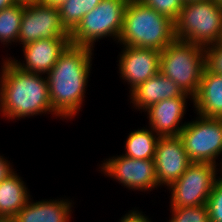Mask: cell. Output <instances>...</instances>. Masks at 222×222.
<instances>
[{
  "instance_id": "cell-33",
  "label": "cell",
  "mask_w": 222,
  "mask_h": 222,
  "mask_svg": "<svg viewBox=\"0 0 222 222\" xmlns=\"http://www.w3.org/2000/svg\"><path fill=\"white\" fill-rule=\"evenodd\" d=\"M221 161H222V159H221ZM219 164L221 165V166H218V167H221V168H219V169H220V170H219V171H220L219 174H220V176H222V162H220Z\"/></svg>"
},
{
  "instance_id": "cell-12",
  "label": "cell",
  "mask_w": 222,
  "mask_h": 222,
  "mask_svg": "<svg viewBox=\"0 0 222 222\" xmlns=\"http://www.w3.org/2000/svg\"><path fill=\"white\" fill-rule=\"evenodd\" d=\"M123 50L119 56L118 73L130 86L131 92L152 76L159 73L161 51L150 48L121 46Z\"/></svg>"
},
{
  "instance_id": "cell-26",
  "label": "cell",
  "mask_w": 222,
  "mask_h": 222,
  "mask_svg": "<svg viewBox=\"0 0 222 222\" xmlns=\"http://www.w3.org/2000/svg\"><path fill=\"white\" fill-rule=\"evenodd\" d=\"M142 211H138L136 208L128 211L124 216L119 219V222H152L148 216L142 214Z\"/></svg>"
},
{
  "instance_id": "cell-30",
  "label": "cell",
  "mask_w": 222,
  "mask_h": 222,
  "mask_svg": "<svg viewBox=\"0 0 222 222\" xmlns=\"http://www.w3.org/2000/svg\"><path fill=\"white\" fill-rule=\"evenodd\" d=\"M38 0H15L16 3H23V4H32L36 3Z\"/></svg>"
},
{
  "instance_id": "cell-19",
  "label": "cell",
  "mask_w": 222,
  "mask_h": 222,
  "mask_svg": "<svg viewBox=\"0 0 222 222\" xmlns=\"http://www.w3.org/2000/svg\"><path fill=\"white\" fill-rule=\"evenodd\" d=\"M159 136L150 128H141L128 133L125 141V153L133 159H154Z\"/></svg>"
},
{
  "instance_id": "cell-2",
  "label": "cell",
  "mask_w": 222,
  "mask_h": 222,
  "mask_svg": "<svg viewBox=\"0 0 222 222\" xmlns=\"http://www.w3.org/2000/svg\"><path fill=\"white\" fill-rule=\"evenodd\" d=\"M0 70V112L8 120L42 114L59 117L52 109L46 75L22 70L11 59L2 58ZM35 115V116H34Z\"/></svg>"
},
{
  "instance_id": "cell-4",
  "label": "cell",
  "mask_w": 222,
  "mask_h": 222,
  "mask_svg": "<svg viewBox=\"0 0 222 222\" xmlns=\"http://www.w3.org/2000/svg\"><path fill=\"white\" fill-rule=\"evenodd\" d=\"M203 46L175 39L161 51L159 72L194 97L205 70Z\"/></svg>"
},
{
  "instance_id": "cell-13",
  "label": "cell",
  "mask_w": 222,
  "mask_h": 222,
  "mask_svg": "<svg viewBox=\"0 0 222 222\" xmlns=\"http://www.w3.org/2000/svg\"><path fill=\"white\" fill-rule=\"evenodd\" d=\"M186 99L193 103V97H176L159 101L147 108L144 112L148 115V128L159 137L179 136L187 124L181 123L187 111L185 109L189 100Z\"/></svg>"
},
{
  "instance_id": "cell-15",
  "label": "cell",
  "mask_w": 222,
  "mask_h": 222,
  "mask_svg": "<svg viewBox=\"0 0 222 222\" xmlns=\"http://www.w3.org/2000/svg\"><path fill=\"white\" fill-rule=\"evenodd\" d=\"M129 94L130 104H133V108L135 107L138 109L137 111L142 110L143 112L151 105L165 99L192 97L184 93L175 82L160 72L137 86Z\"/></svg>"
},
{
  "instance_id": "cell-8",
  "label": "cell",
  "mask_w": 222,
  "mask_h": 222,
  "mask_svg": "<svg viewBox=\"0 0 222 222\" xmlns=\"http://www.w3.org/2000/svg\"><path fill=\"white\" fill-rule=\"evenodd\" d=\"M219 168L212 163L192 162L181 177L167 189L171 191L170 208L207 204Z\"/></svg>"
},
{
  "instance_id": "cell-25",
  "label": "cell",
  "mask_w": 222,
  "mask_h": 222,
  "mask_svg": "<svg viewBox=\"0 0 222 222\" xmlns=\"http://www.w3.org/2000/svg\"><path fill=\"white\" fill-rule=\"evenodd\" d=\"M205 67L209 72L222 75V42L204 47Z\"/></svg>"
},
{
  "instance_id": "cell-5",
  "label": "cell",
  "mask_w": 222,
  "mask_h": 222,
  "mask_svg": "<svg viewBox=\"0 0 222 222\" xmlns=\"http://www.w3.org/2000/svg\"><path fill=\"white\" fill-rule=\"evenodd\" d=\"M174 24L177 40L203 47L216 44L222 39V6L214 0L184 3Z\"/></svg>"
},
{
  "instance_id": "cell-32",
  "label": "cell",
  "mask_w": 222,
  "mask_h": 222,
  "mask_svg": "<svg viewBox=\"0 0 222 222\" xmlns=\"http://www.w3.org/2000/svg\"><path fill=\"white\" fill-rule=\"evenodd\" d=\"M184 3H187V2H192V1H207V0H183Z\"/></svg>"
},
{
  "instance_id": "cell-7",
  "label": "cell",
  "mask_w": 222,
  "mask_h": 222,
  "mask_svg": "<svg viewBox=\"0 0 222 222\" xmlns=\"http://www.w3.org/2000/svg\"><path fill=\"white\" fill-rule=\"evenodd\" d=\"M179 137L191 162L218 165L216 160L222 154V118L198 115L187 122Z\"/></svg>"
},
{
  "instance_id": "cell-22",
  "label": "cell",
  "mask_w": 222,
  "mask_h": 222,
  "mask_svg": "<svg viewBox=\"0 0 222 222\" xmlns=\"http://www.w3.org/2000/svg\"><path fill=\"white\" fill-rule=\"evenodd\" d=\"M172 217L167 222H210L207 204L195 207L171 208Z\"/></svg>"
},
{
  "instance_id": "cell-27",
  "label": "cell",
  "mask_w": 222,
  "mask_h": 222,
  "mask_svg": "<svg viewBox=\"0 0 222 222\" xmlns=\"http://www.w3.org/2000/svg\"><path fill=\"white\" fill-rule=\"evenodd\" d=\"M10 163L11 162L8 161L7 158L5 159V157L0 154V182L7 179L15 172V169Z\"/></svg>"
},
{
  "instance_id": "cell-21",
  "label": "cell",
  "mask_w": 222,
  "mask_h": 222,
  "mask_svg": "<svg viewBox=\"0 0 222 222\" xmlns=\"http://www.w3.org/2000/svg\"><path fill=\"white\" fill-rule=\"evenodd\" d=\"M102 0H67L59 7L61 22L66 30L71 33L81 19L91 12Z\"/></svg>"
},
{
  "instance_id": "cell-23",
  "label": "cell",
  "mask_w": 222,
  "mask_h": 222,
  "mask_svg": "<svg viewBox=\"0 0 222 222\" xmlns=\"http://www.w3.org/2000/svg\"><path fill=\"white\" fill-rule=\"evenodd\" d=\"M142 3L156 10L172 21H176L179 17L180 10L184 6L183 0H140Z\"/></svg>"
},
{
  "instance_id": "cell-24",
  "label": "cell",
  "mask_w": 222,
  "mask_h": 222,
  "mask_svg": "<svg viewBox=\"0 0 222 222\" xmlns=\"http://www.w3.org/2000/svg\"><path fill=\"white\" fill-rule=\"evenodd\" d=\"M210 222H222V176L219 175L207 200Z\"/></svg>"
},
{
  "instance_id": "cell-28",
  "label": "cell",
  "mask_w": 222,
  "mask_h": 222,
  "mask_svg": "<svg viewBox=\"0 0 222 222\" xmlns=\"http://www.w3.org/2000/svg\"><path fill=\"white\" fill-rule=\"evenodd\" d=\"M67 0H38L37 2L47 6L59 7L62 3Z\"/></svg>"
},
{
  "instance_id": "cell-3",
  "label": "cell",
  "mask_w": 222,
  "mask_h": 222,
  "mask_svg": "<svg viewBox=\"0 0 222 222\" xmlns=\"http://www.w3.org/2000/svg\"><path fill=\"white\" fill-rule=\"evenodd\" d=\"M176 39L175 24L140 0H129L117 43L162 51Z\"/></svg>"
},
{
  "instance_id": "cell-10",
  "label": "cell",
  "mask_w": 222,
  "mask_h": 222,
  "mask_svg": "<svg viewBox=\"0 0 222 222\" xmlns=\"http://www.w3.org/2000/svg\"><path fill=\"white\" fill-rule=\"evenodd\" d=\"M40 39H70V33L61 22L58 7L25 4L18 43L23 46Z\"/></svg>"
},
{
  "instance_id": "cell-18",
  "label": "cell",
  "mask_w": 222,
  "mask_h": 222,
  "mask_svg": "<svg viewBox=\"0 0 222 222\" xmlns=\"http://www.w3.org/2000/svg\"><path fill=\"white\" fill-rule=\"evenodd\" d=\"M32 197L16 170L0 182V217L13 218Z\"/></svg>"
},
{
  "instance_id": "cell-9",
  "label": "cell",
  "mask_w": 222,
  "mask_h": 222,
  "mask_svg": "<svg viewBox=\"0 0 222 222\" xmlns=\"http://www.w3.org/2000/svg\"><path fill=\"white\" fill-rule=\"evenodd\" d=\"M99 167L104 176L113 178L133 191L149 192L159 187L154 159H133L124 155L109 157Z\"/></svg>"
},
{
  "instance_id": "cell-6",
  "label": "cell",
  "mask_w": 222,
  "mask_h": 222,
  "mask_svg": "<svg viewBox=\"0 0 222 222\" xmlns=\"http://www.w3.org/2000/svg\"><path fill=\"white\" fill-rule=\"evenodd\" d=\"M128 1L102 0L81 19L77 27L70 33L71 44L93 49L95 42L99 39L103 40L105 37L118 41Z\"/></svg>"
},
{
  "instance_id": "cell-17",
  "label": "cell",
  "mask_w": 222,
  "mask_h": 222,
  "mask_svg": "<svg viewBox=\"0 0 222 222\" xmlns=\"http://www.w3.org/2000/svg\"><path fill=\"white\" fill-rule=\"evenodd\" d=\"M193 107L197 115L222 118V75L205 68L198 92L193 97Z\"/></svg>"
},
{
  "instance_id": "cell-31",
  "label": "cell",
  "mask_w": 222,
  "mask_h": 222,
  "mask_svg": "<svg viewBox=\"0 0 222 222\" xmlns=\"http://www.w3.org/2000/svg\"><path fill=\"white\" fill-rule=\"evenodd\" d=\"M0 222H15L14 218H1L0 217Z\"/></svg>"
},
{
  "instance_id": "cell-34",
  "label": "cell",
  "mask_w": 222,
  "mask_h": 222,
  "mask_svg": "<svg viewBox=\"0 0 222 222\" xmlns=\"http://www.w3.org/2000/svg\"><path fill=\"white\" fill-rule=\"evenodd\" d=\"M218 5L222 6V0H214Z\"/></svg>"
},
{
  "instance_id": "cell-16",
  "label": "cell",
  "mask_w": 222,
  "mask_h": 222,
  "mask_svg": "<svg viewBox=\"0 0 222 222\" xmlns=\"http://www.w3.org/2000/svg\"><path fill=\"white\" fill-rule=\"evenodd\" d=\"M72 200L50 199L35 201L31 199L13 217L15 222H70Z\"/></svg>"
},
{
  "instance_id": "cell-20",
  "label": "cell",
  "mask_w": 222,
  "mask_h": 222,
  "mask_svg": "<svg viewBox=\"0 0 222 222\" xmlns=\"http://www.w3.org/2000/svg\"><path fill=\"white\" fill-rule=\"evenodd\" d=\"M25 4L15 3L0 11V42L3 45L18 43V35Z\"/></svg>"
},
{
  "instance_id": "cell-11",
  "label": "cell",
  "mask_w": 222,
  "mask_h": 222,
  "mask_svg": "<svg viewBox=\"0 0 222 222\" xmlns=\"http://www.w3.org/2000/svg\"><path fill=\"white\" fill-rule=\"evenodd\" d=\"M183 141L179 136L159 137L154 157L159 187L167 188L186 171L191 164Z\"/></svg>"
},
{
  "instance_id": "cell-14",
  "label": "cell",
  "mask_w": 222,
  "mask_h": 222,
  "mask_svg": "<svg viewBox=\"0 0 222 222\" xmlns=\"http://www.w3.org/2000/svg\"><path fill=\"white\" fill-rule=\"evenodd\" d=\"M70 43V39H40L22 46L23 62L9 58L22 70L46 75Z\"/></svg>"
},
{
  "instance_id": "cell-1",
  "label": "cell",
  "mask_w": 222,
  "mask_h": 222,
  "mask_svg": "<svg viewBox=\"0 0 222 222\" xmlns=\"http://www.w3.org/2000/svg\"><path fill=\"white\" fill-rule=\"evenodd\" d=\"M93 51L70 43L46 74L52 109L62 120L77 116L85 102Z\"/></svg>"
},
{
  "instance_id": "cell-29",
  "label": "cell",
  "mask_w": 222,
  "mask_h": 222,
  "mask_svg": "<svg viewBox=\"0 0 222 222\" xmlns=\"http://www.w3.org/2000/svg\"><path fill=\"white\" fill-rule=\"evenodd\" d=\"M15 0H0V11L15 4Z\"/></svg>"
}]
</instances>
